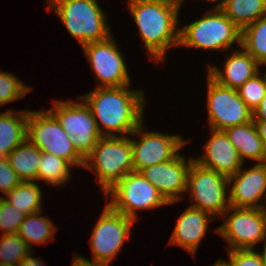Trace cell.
Masks as SVG:
<instances>
[{"label": "cell", "mask_w": 266, "mask_h": 266, "mask_svg": "<svg viewBox=\"0 0 266 266\" xmlns=\"http://www.w3.org/2000/svg\"><path fill=\"white\" fill-rule=\"evenodd\" d=\"M222 10L242 30L266 16V0H229Z\"/></svg>", "instance_id": "24"}, {"label": "cell", "mask_w": 266, "mask_h": 266, "mask_svg": "<svg viewBox=\"0 0 266 266\" xmlns=\"http://www.w3.org/2000/svg\"><path fill=\"white\" fill-rule=\"evenodd\" d=\"M73 166L65 159L54 154L42 152L38 164L37 181L43 180L46 184L63 185L70 179V170Z\"/></svg>", "instance_id": "27"}, {"label": "cell", "mask_w": 266, "mask_h": 266, "mask_svg": "<svg viewBox=\"0 0 266 266\" xmlns=\"http://www.w3.org/2000/svg\"><path fill=\"white\" fill-rule=\"evenodd\" d=\"M229 177L201 167L193 161L187 175V190L190 192L191 207L219 217L230 207L227 194Z\"/></svg>", "instance_id": "8"}, {"label": "cell", "mask_w": 266, "mask_h": 266, "mask_svg": "<svg viewBox=\"0 0 266 266\" xmlns=\"http://www.w3.org/2000/svg\"><path fill=\"white\" fill-rule=\"evenodd\" d=\"M129 86L96 87L80 97L90 108L102 136L130 135L143 122L144 92L130 90Z\"/></svg>", "instance_id": "1"}, {"label": "cell", "mask_w": 266, "mask_h": 266, "mask_svg": "<svg viewBox=\"0 0 266 266\" xmlns=\"http://www.w3.org/2000/svg\"><path fill=\"white\" fill-rule=\"evenodd\" d=\"M260 65H266V16L241 30V46Z\"/></svg>", "instance_id": "26"}, {"label": "cell", "mask_w": 266, "mask_h": 266, "mask_svg": "<svg viewBox=\"0 0 266 266\" xmlns=\"http://www.w3.org/2000/svg\"><path fill=\"white\" fill-rule=\"evenodd\" d=\"M30 252L22 261H20L16 266H45L42 260H39L36 257H31Z\"/></svg>", "instance_id": "36"}, {"label": "cell", "mask_w": 266, "mask_h": 266, "mask_svg": "<svg viewBox=\"0 0 266 266\" xmlns=\"http://www.w3.org/2000/svg\"><path fill=\"white\" fill-rule=\"evenodd\" d=\"M42 211L28 214L18 229V235L31 250L33 244H45L54 238L57 228L49 218L40 216Z\"/></svg>", "instance_id": "23"}, {"label": "cell", "mask_w": 266, "mask_h": 266, "mask_svg": "<svg viewBox=\"0 0 266 266\" xmlns=\"http://www.w3.org/2000/svg\"><path fill=\"white\" fill-rule=\"evenodd\" d=\"M232 184V185H231ZM230 206L238 208H266V162L249 169H241L229 177ZM264 198V205L259 200Z\"/></svg>", "instance_id": "16"}, {"label": "cell", "mask_w": 266, "mask_h": 266, "mask_svg": "<svg viewBox=\"0 0 266 266\" xmlns=\"http://www.w3.org/2000/svg\"><path fill=\"white\" fill-rule=\"evenodd\" d=\"M31 87L25 85L13 73L0 71V106L23 98Z\"/></svg>", "instance_id": "30"}, {"label": "cell", "mask_w": 266, "mask_h": 266, "mask_svg": "<svg viewBox=\"0 0 266 266\" xmlns=\"http://www.w3.org/2000/svg\"><path fill=\"white\" fill-rule=\"evenodd\" d=\"M100 215L90 238L92 260L109 265L129 238L135 220L113 210L108 204Z\"/></svg>", "instance_id": "11"}, {"label": "cell", "mask_w": 266, "mask_h": 266, "mask_svg": "<svg viewBox=\"0 0 266 266\" xmlns=\"http://www.w3.org/2000/svg\"><path fill=\"white\" fill-rule=\"evenodd\" d=\"M82 48L99 82L97 87L130 85L124 56L112 35L106 40L85 44Z\"/></svg>", "instance_id": "14"}, {"label": "cell", "mask_w": 266, "mask_h": 266, "mask_svg": "<svg viewBox=\"0 0 266 266\" xmlns=\"http://www.w3.org/2000/svg\"><path fill=\"white\" fill-rule=\"evenodd\" d=\"M112 195L108 205L115 211L135 221L138 220L136 210L154 209L170 204L163 195L140 173L130 172L118 181L105 198Z\"/></svg>", "instance_id": "7"}, {"label": "cell", "mask_w": 266, "mask_h": 266, "mask_svg": "<svg viewBox=\"0 0 266 266\" xmlns=\"http://www.w3.org/2000/svg\"><path fill=\"white\" fill-rule=\"evenodd\" d=\"M224 132L238 151L242 162L245 158L258 163L266 162V152L254 120L226 128Z\"/></svg>", "instance_id": "20"}, {"label": "cell", "mask_w": 266, "mask_h": 266, "mask_svg": "<svg viewBox=\"0 0 266 266\" xmlns=\"http://www.w3.org/2000/svg\"><path fill=\"white\" fill-rule=\"evenodd\" d=\"M224 64V72L208 66V75L218 84L235 90L260 71V64L242 47L228 55Z\"/></svg>", "instance_id": "19"}, {"label": "cell", "mask_w": 266, "mask_h": 266, "mask_svg": "<svg viewBox=\"0 0 266 266\" xmlns=\"http://www.w3.org/2000/svg\"><path fill=\"white\" fill-rule=\"evenodd\" d=\"M229 261L220 259L225 266H264L261 255L254 249L228 250Z\"/></svg>", "instance_id": "32"}, {"label": "cell", "mask_w": 266, "mask_h": 266, "mask_svg": "<svg viewBox=\"0 0 266 266\" xmlns=\"http://www.w3.org/2000/svg\"><path fill=\"white\" fill-rule=\"evenodd\" d=\"M128 3L149 55L156 62H164L167 49L179 47L180 28L177 25L182 1L128 0Z\"/></svg>", "instance_id": "2"}, {"label": "cell", "mask_w": 266, "mask_h": 266, "mask_svg": "<svg viewBox=\"0 0 266 266\" xmlns=\"http://www.w3.org/2000/svg\"><path fill=\"white\" fill-rule=\"evenodd\" d=\"M263 242H264V248H263V252L260 253V255H261V258H262V261H263V265L266 266V237L263 240Z\"/></svg>", "instance_id": "39"}, {"label": "cell", "mask_w": 266, "mask_h": 266, "mask_svg": "<svg viewBox=\"0 0 266 266\" xmlns=\"http://www.w3.org/2000/svg\"><path fill=\"white\" fill-rule=\"evenodd\" d=\"M22 181L9 164L7 157H0V191L8 194Z\"/></svg>", "instance_id": "33"}, {"label": "cell", "mask_w": 266, "mask_h": 266, "mask_svg": "<svg viewBox=\"0 0 266 266\" xmlns=\"http://www.w3.org/2000/svg\"><path fill=\"white\" fill-rule=\"evenodd\" d=\"M212 266H225L221 260L219 259L217 262H215V264H213Z\"/></svg>", "instance_id": "40"}, {"label": "cell", "mask_w": 266, "mask_h": 266, "mask_svg": "<svg viewBox=\"0 0 266 266\" xmlns=\"http://www.w3.org/2000/svg\"><path fill=\"white\" fill-rule=\"evenodd\" d=\"M74 258L72 260V264L71 266H108V265H105V264H102L100 262H96V261H90L86 258H83L81 257L80 255L78 254H74Z\"/></svg>", "instance_id": "34"}, {"label": "cell", "mask_w": 266, "mask_h": 266, "mask_svg": "<svg viewBox=\"0 0 266 266\" xmlns=\"http://www.w3.org/2000/svg\"><path fill=\"white\" fill-rule=\"evenodd\" d=\"M253 120H266V93L259 106L253 111Z\"/></svg>", "instance_id": "35"}, {"label": "cell", "mask_w": 266, "mask_h": 266, "mask_svg": "<svg viewBox=\"0 0 266 266\" xmlns=\"http://www.w3.org/2000/svg\"><path fill=\"white\" fill-rule=\"evenodd\" d=\"M212 9L179 29V46L206 50H228L234 42L241 46V29L222 9Z\"/></svg>", "instance_id": "5"}, {"label": "cell", "mask_w": 266, "mask_h": 266, "mask_svg": "<svg viewBox=\"0 0 266 266\" xmlns=\"http://www.w3.org/2000/svg\"><path fill=\"white\" fill-rule=\"evenodd\" d=\"M229 212H232L228 214ZM224 224L215 231L226 240L228 250L254 249L266 237V208H238L230 206L222 217Z\"/></svg>", "instance_id": "10"}, {"label": "cell", "mask_w": 266, "mask_h": 266, "mask_svg": "<svg viewBox=\"0 0 266 266\" xmlns=\"http://www.w3.org/2000/svg\"><path fill=\"white\" fill-rule=\"evenodd\" d=\"M0 266H10V265L0 262Z\"/></svg>", "instance_id": "41"}, {"label": "cell", "mask_w": 266, "mask_h": 266, "mask_svg": "<svg viewBox=\"0 0 266 266\" xmlns=\"http://www.w3.org/2000/svg\"><path fill=\"white\" fill-rule=\"evenodd\" d=\"M212 219L208 212L189 206L179 216L169 245H178L194 257Z\"/></svg>", "instance_id": "18"}, {"label": "cell", "mask_w": 266, "mask_h": 266, "mask_svg": "<svg viewBox=\"0 0 266 266\" xmlns=\"http://www.w3.org/2000/svg\"><path fill=\"white\" fill-rule=\"evenodd\" d=\"M211 130L210 139L204 145L205 153L194 161L201 167L230 177L236 174L244 164L238 151L224 131Z\"/></svg>", "instance_id": "17"}, {"label": "cell", "mask_w": 266, "mask_h": 266, "mask_svg": "<svg viewBox=\"0 0 266 266\" xmlns=\"http://www.w3.org/2000/svg\"><path fill=\"white\" fill-rule=\"evenodd\" d=\"M25 214L0 196V230L2 235L17 233Z\"/></svg>", "instance_id": "31"}, {"label": "cell", "mask_w": 266, "mask_h": 266, "mask_svg": "<svg viewBox=\"0 0 266 266\" xmlns=\"http://www.w3.org/2000/svg\"><path fill=\"white\" fill-rule=\"evenodd\" d=\"M207 76L208 122L212 130L224 131L253 120V111L240 98L237 90L224 87Z\"/></svg>", "instance_id": "12"}, {"label": "cell", "mask_w": 266, "mask_h": 266, "mask_svg": "<svg viewBox=\"0 0 266 266\" xmlns=\"http://www.w3.org/2000/svg\"><path fill=\"white\" fill-rule=\"evenodd\" d=\"M49 110L56 116L78 153L85 159L102 137L86 103L54 101Z\"/></svg>", "instance_id": "9"}, {"label": "cell", "mask_w": 266, "mask_h": 266, "mask_svg": "<svg viewBox=\"0 0 266 266\" xmlns=\"http://www.w3.org/2000/svg\"><path fill=\"white\" fill-rule=\"evenodd\" d=\"M47 10L55 11L68 33L82 47L111 36L106 16L97 0H46Z\"/></svg>", "instance_id": "3"}, {"label": "cell", "mask_w": 266, "mask_h": 266, "mask_svg": "<svg viewBox=\"0 0 266 266\" xmlns=\"http://www.w3.org/2000/svg\"><path fill=\"white\" fill-rule=\"evenodd\" d=\"M28 110L0 114V157H7L27 139Z\"/></svg>", "instance_id": "21"}, {"label": "cell", "mask_w": 266, "mask_h": 266, "mask_svg": "<svg viewBox=\"0 0 266 266\" xmlns=\"http://www.w3.org/2000/svg\"><path fill=\"white\" fill-rule=\"evenodd\" d=\"M31 250L18 233L4 234L0 238V262L16 266Z\"/></svg>", "instance_id": "28"}, {"label": "cell", "mask_w": 266, "mask_h": 266, "mask_svg": "<svg viewBox=\"0 0 266 266\" xmlns=\"http://www.w3.org/2000/svg\"><path fill=\"white\" fill-rule=\"evenodd\" d=\"M142 122L130 135H139V140L131 138L133 169L135 172L174 159L188 142L179 135L160 132H143Z\"/></svg>", "instance_id": "13"}, {"label": "cell", "mask_w": 266, "mask_h": 266, "mask_svg": "<svg viewBox=\"0 0 266 266\" xmlns=\"http://www.w3.org/2000/svg\"><path fill=\"white\" fill-rule=\"evenodd\" d=\"M84 167L96 172L105 195L126 174L134 171L131 137L102 136L85 158Z\"/></svg>", "instance_id": "4"}, {"label": "cell", "mask_w": 266, "mask_h": 266, "mask_svg": "<svg viewBox=\"0 0 266 266\" xmlns=\"http://www.w3.org/2000/svg\"><path fill=\"white\" fill-rule=\"evenodd\" d=\"M193 161V157L186 161L179 153L174 159L147 167L140 173L171 204L179 201L183 198L182 193L187 192V175Z\"/></svg>", "instance_id": "15"}, {"label": "cell", "mask_w": 266, "mask_h": 266, "mask_svg": "<svg viewBox=\"0 0 266 266\" xmlns=\"http://www.w3.org/2000/svg\"><path fill=\"white\" fill-rule=\"evenodd\" d=\"M42 194L35 182H21L2 198L27 216L42 210Z\"/></svg>", "instance_id": "25"}, {"label": "cell", "mask_w": 266, "mask_h": 266, "mask_svg": "<svg viewBox=\"0 0 266 266\" xmlns=\"http://www.w3.org/2000/svg\"><path fill=\"white\" fill-rule=\"evenodd\" d=\"M266 152V120H254Z\"/></svg>", "instance_id": "37"}, {"label": "cell", "mask_w": 266, "mask_h": 266, "mask_svg": "<svg viewBox=\"0 0 266 266\" xmlns=\"http://www.w3.org/2000/svg\"><path fill=\"white\" fill-rule=\"evenodd\" d=\"M261 74L259 71L237 89L240 98L252 111L259 106L266 93V71Z\"/></svg>", "instance_id": "29"}, {"label": "cell", "mask_w": 266, "mask_h": 266, "mask_svg": "<svg viewBox=\"0 0 266 266\" xmlns=\"http://www.w3.org/2000/svg\"><path fill=\"white\" fill-rule=\"evenodd\" d=\"M27 139L42 152L67 160L72 166L84 167L85 159L73 146L69 135L50 111H30L27 121Z\"/></svg>", "instance_id": "6"}, {"label": "cell", "mask_w": 266, "mask_h": 266, "mask_svg": "<svg viewBox=\"0 0 266 266\" xmlns=\"http://www.w3.org/2000/svg\"><path fill=\"white\" fill-rule=\"evenodd\" d=\"M182 1V3H183V1L184 0H181ZM205 1H210V2H212V1H221V2H219L215 7H214V9H222L226 4H227V2L229 1V0H205Z\"/></svg>", "instance_id": "38"}, {"label": "cell", "mask_w": 266, "mask_h": 266, "mask_svg": "<svg viewBox=\"0 0 266 266\" xmlns=\"http://www.w3.org/2000/svg\"><path fill=\"white\" fill-rule=\"evenodd\" d=\"M41 153L39 148L26 139L7 156L10 166L22 182L37 181Z\"/></svg>", "instance_id": "22"}]
</instances>
